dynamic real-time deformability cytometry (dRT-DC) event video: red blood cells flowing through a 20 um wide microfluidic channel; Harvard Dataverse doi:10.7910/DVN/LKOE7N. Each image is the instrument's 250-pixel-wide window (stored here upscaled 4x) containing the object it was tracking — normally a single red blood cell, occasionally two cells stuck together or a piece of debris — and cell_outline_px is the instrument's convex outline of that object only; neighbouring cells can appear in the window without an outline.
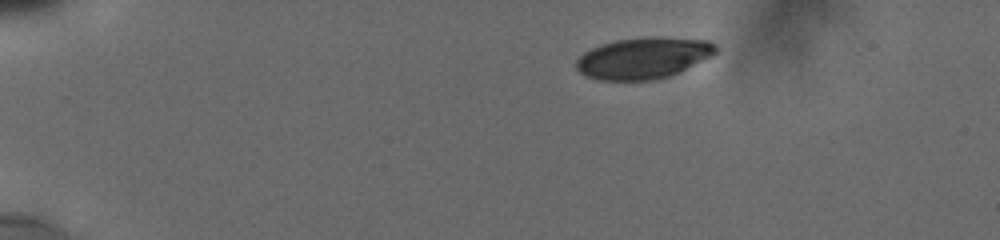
{"species": "human", "species_latin": "Homo sapiens", "temperature_condition": "cold", "stored_images_in_passage": 40, "camera_frame_rate_fps": 3000, "um_per_image_px": 0.085, "donor": {"sex": "male"}, "frame": {"image": 1, "passage_image": 1, "time_ms": 0.0, "image_size_px": [1000, 240], "cell_outline_px": [[716, 52], [680, 72], [672, 76], [656, 80], [600, 80], [588, 76], [580, 72], [576, 68], [576, 60], [584, 52], [592, 48], [616, 40], [708, 40], [716, 48]], "centroid_in_image_um": [54.61, 5.01], "position_along_channel_um": 30.4, "area_um2": 31.96}}
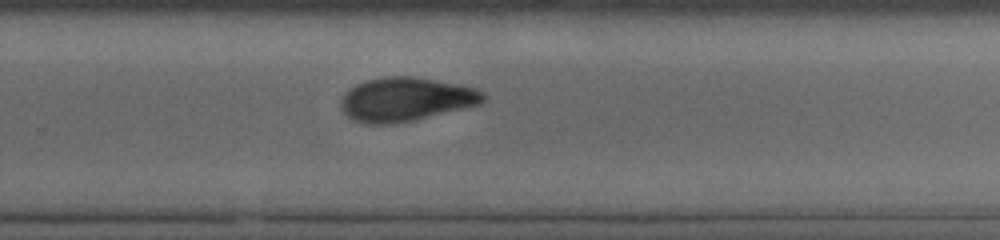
{"frame": {"image": 2, "passage_image": 23, "time_ms": 9.333, "image_size_px": [1000, 240], "cell_outline_px": [[484, 100], [480, 104], [412, 120], [392, 124], [364, 124], [352, 120], [340, 108], [340, 100], [356, 84], [368, 80], [384, 76], [416, 76], [460, 84], [476, 88], [484, 92]], "centroid_in_image_um": [34.49, 8.43], "position_along_channel_um": 295.3, "area_um2": 36.24}}
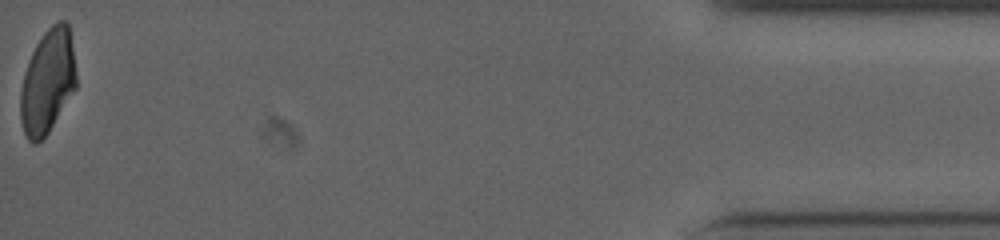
{"frame": {"image": 3, "passage_image": 40, "time_ms": 15.0, "image_size_px": [1000, 240], "cell_outline_px": [[76, 88], [48, 132], [36, 144], [32, 144], [28, 140], [24, 132], [20, 116], [20, 92], [24, 72], [32, 52], [36, 44], [44, 32], [52, 24], [60, 20], [64, 20], [68, 24], [76, 72]], "centroid_in_image_um": [4.03, 6.94], "position_along_channel_um": 431.2, "area_um2": 33.58}, "authors_computed_cell_mechanics": {"area_um2": 35.9516, "velocity_mm_per_s": 3.8225, "shape_relaxation_time_tau1_ms": 9.4699, "shape_relaxation_time_tau2_ms": null, "deformation_change_tau1": 0.1788, "deformation_change_tau2": null}}